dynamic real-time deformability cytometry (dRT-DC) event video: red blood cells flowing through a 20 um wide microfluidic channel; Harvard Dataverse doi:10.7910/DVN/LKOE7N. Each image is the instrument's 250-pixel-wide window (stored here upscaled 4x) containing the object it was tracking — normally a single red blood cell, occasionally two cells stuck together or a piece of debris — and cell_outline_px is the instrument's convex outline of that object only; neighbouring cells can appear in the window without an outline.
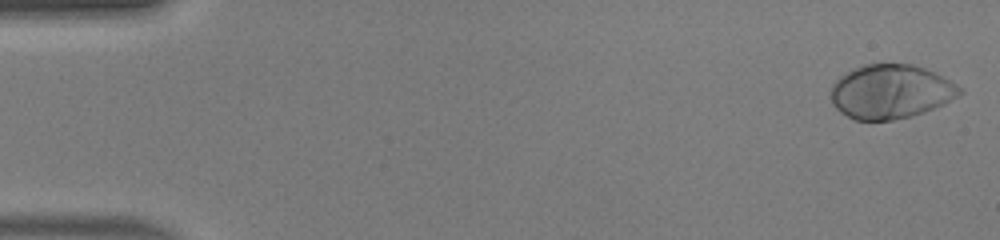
{"species": "human", "species_latin": "Homo sapiens", "temperature_condition": "warm", "stored_images_in_passage": 49, "camera_frame_rate_fps": 3000, "um_per_image_px": 0.085, "donor": {"sex": "male"}, "frame": {"image": 1, "passage_image": 1, "time_ms": 0.0, "image_size_px": [1000, 240], "cell_outline_px": [[964, 92], [944, 104], [924, 112], [912, 116], [892, 120], [856, 120], [840, 112], [832, 104], [832, 84], [840, 76], [852, 68], [864, 64], [912, 64], [924, 68], [956, 84]], "centroid_in_image_um": [75.69, 7.79], "position_along_channel_um": 9.3, "area_um2": 40.4}}
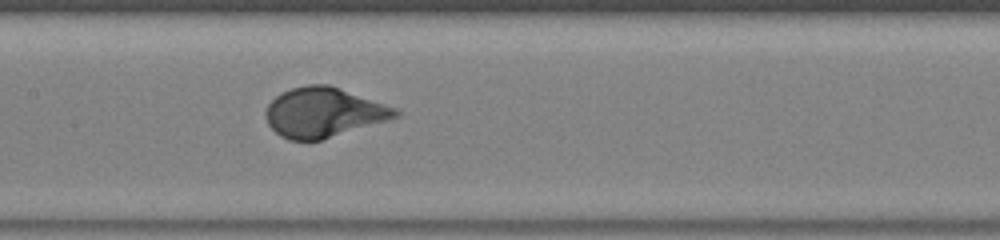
{"frame": {"image": 2, "passage_image": 24, "time_ms": 7.667, "image_size_px": [1000, 240], "cell_outline_px": [[400, 116], [388, 120], [320, 140], [288, 140], [280, 136], [268, 124], [264, 112], [268, 104], [280, 92], [292, 88], [308, 84], [328, 84], [396, 108], [400, 112]], "centroid_in_image_um": [27.47, 9.55], "position_along_channel_um": 179.9, "area_um2": 37.28}}
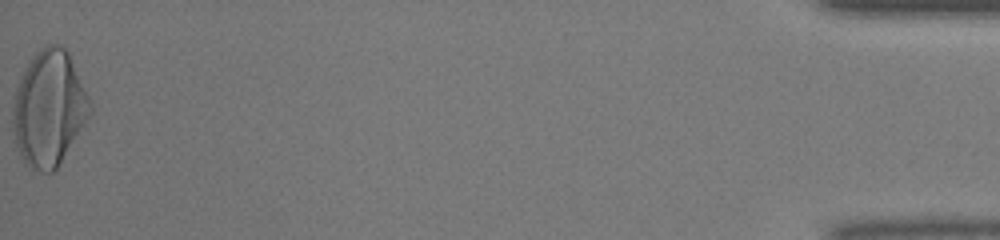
{"frame": {"image": 3, "passage_image": 49, "time_ms": 16.0, "image_size_px": [1000, 240], "cell_outline_px": [[92, 112], [56, 168], [52, 172], [40, 172], [32, 168], [20, 156], [12, 140], [12, 108], [16, 88], [32, 56], [44, 44], [60, 44], [68, 52], [92, 104]], "centroid_in_image_um": [4.14, 9.21], "position_along_channel_um": 431.1, "area_um2": 51.79}}